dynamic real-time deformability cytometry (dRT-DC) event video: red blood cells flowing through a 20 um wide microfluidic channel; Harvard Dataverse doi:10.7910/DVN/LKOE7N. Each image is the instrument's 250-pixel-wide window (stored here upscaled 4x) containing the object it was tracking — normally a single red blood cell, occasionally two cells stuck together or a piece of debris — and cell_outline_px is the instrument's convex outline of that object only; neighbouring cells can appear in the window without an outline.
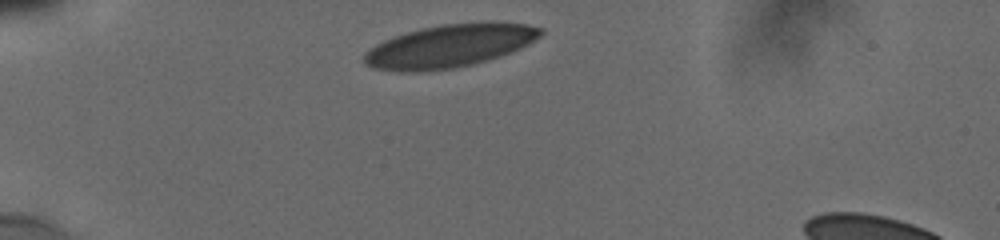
{"species": "human", "species_latin": "Homo sapiens", "temperature_condition": "cold", "stored_images_in_passage": 7, "camera_frame_rate_fps": 3000, "um_per_image_px": 0.085, "donor": {"sex": "male"}, "frame": {"image": 1, "passage_image": 1, "time_ms": 0.0, "image_size_px": [1000, 240], "cell_outline_px": [[544, 32], [540, 36], [528, 44], [520, 48], [500, 56], [472, 64], [452, 68], [416, 72], [400, 72], [376, 68], [364, 64], [364, 52], [376, 44], [392, 36], [404, 32], [420, 28], [440, 24], [488, 20], [492, 20], [524, 24], [544, 28]], "centroid_in_image_um": [38.22, 3.87], "position_along_channel_um": 46.8, "area_um2": 44.68}}